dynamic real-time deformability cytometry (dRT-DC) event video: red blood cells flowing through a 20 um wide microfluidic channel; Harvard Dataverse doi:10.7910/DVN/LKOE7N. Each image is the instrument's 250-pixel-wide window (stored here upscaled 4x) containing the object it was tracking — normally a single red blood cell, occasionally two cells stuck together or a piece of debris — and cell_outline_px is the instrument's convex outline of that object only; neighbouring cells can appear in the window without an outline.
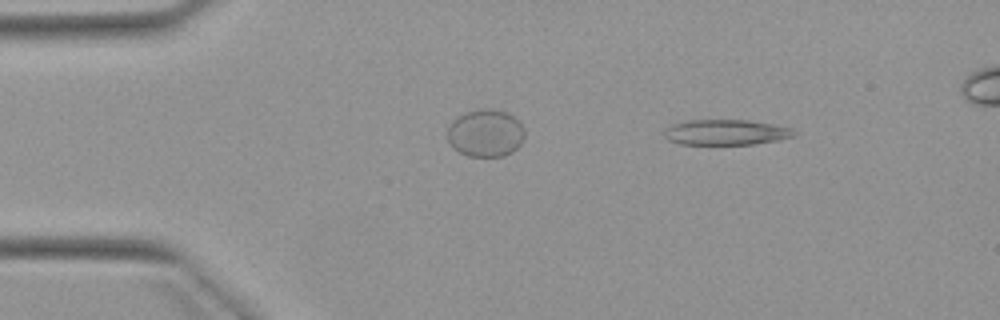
{"species": "Egyptian fruit bat (a non-hibernating species)", "species_latin": "Rousettus aegyptiacus", "temperature_condition": "warm", "stored_images_in_passage": 4, "camera_frame_rate_fps": 3000, "um_per_image_px": 0.085, "animal": {"sex": "female"}, "frame": {"image": 1, "passage_image": 1, "time_ms": 0.0, "image_size_px": [1000, 320], "cell_outline_px": [[796, 136], [780, 140], [752, 144], [680, 144], [668, 140], [664, 136], [664, 132], [672, 124], [684, 120], [748, 120], [772, 124], [792, 128], [796, 132]], "centroid_in_image_um": [61.72, 11.24], "position_along_channel_um": 23.3, "area_um2": 19.31}}